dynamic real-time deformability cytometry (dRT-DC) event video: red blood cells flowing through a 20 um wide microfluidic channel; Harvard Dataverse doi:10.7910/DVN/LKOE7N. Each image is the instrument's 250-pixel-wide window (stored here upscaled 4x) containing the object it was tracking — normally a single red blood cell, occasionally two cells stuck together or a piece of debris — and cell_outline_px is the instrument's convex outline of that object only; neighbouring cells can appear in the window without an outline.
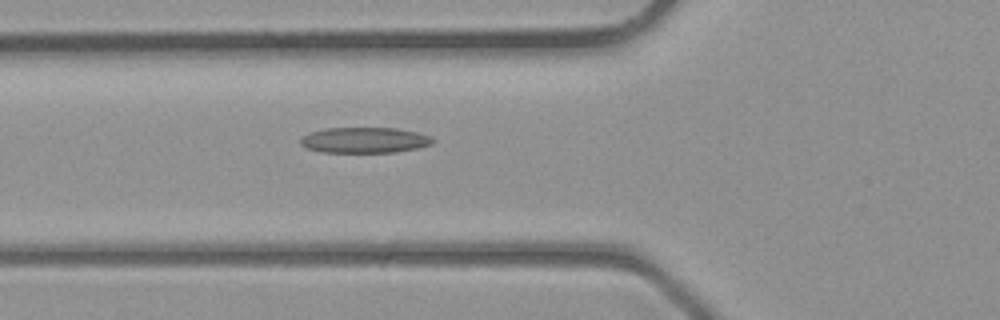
{"species": "common noctule bat (a hibernating species)", "species_latin": "Nyctalus noctula", "temperature_condition": "room temperature", "stored_images_in_passage": 29, "camera_frame_rate_fps": 3000, "um_per_image_px": 0.085, "animal": {"sex": "male", "body_mass_g": 23.1, "forearm_length_mm": 52.7}, "frame": {"image": 1, "passage_image": 4, "time_ms": 1.0, "image_size_px": [1000, 320], "cell_outline_px": [[436, 140], [432, 144], [416, 148], [396, 152], [320, 152], [308, 148], [300, 144], [300, 136], [308, 132], [324, 128], [396, 128], [416, 132], [432, 136]], "centroid_in_image_um": [30.96, 11.9], "position_along_channel_um": 94.8, "area_um2": 19.94}}
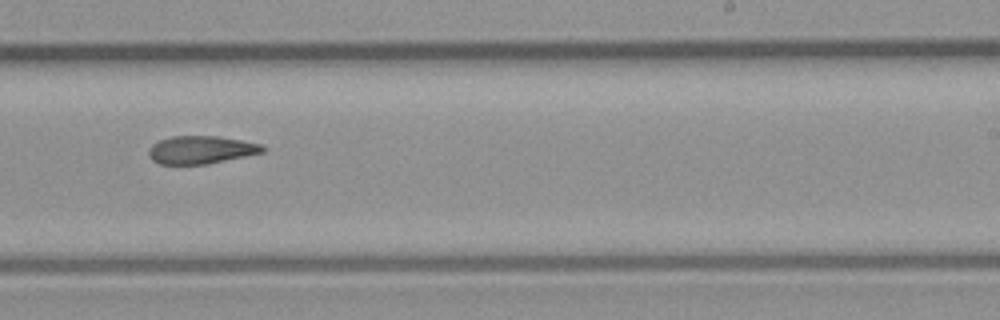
{"frame": {"image": 2, "passage_image": 14, "time_ms": 4.333, "image_size_px": [1000, 320], "cell_outline_px": [[264, 152], [208, 164], [160, 164], [152, 160], [148, 156], [148, 152], [152, 144], [160, 140], [172, 136], [216, 136], [240, 140], [260, 144], [264, 148]], "centroid_in_image_um": [17.05, 12.74], "position_along_channel_um": 272.0, "area_um2": 18.38}}
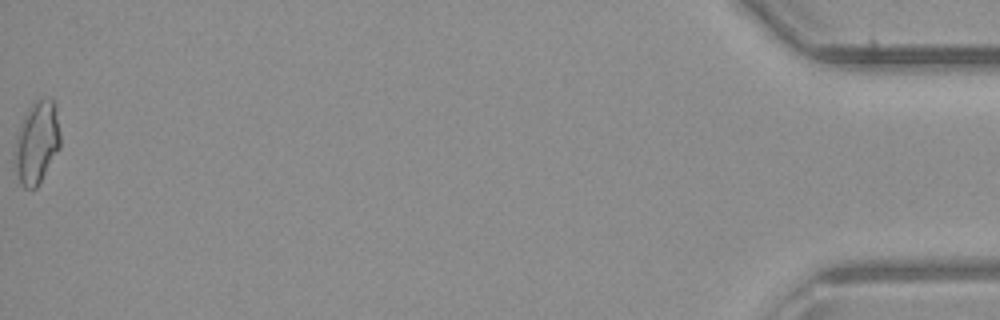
{"frame": {"image": 3, "passage_image": 29, "time_ms": 9.333, "image_size_px": [1000, 320], "cell_outline_px": [[60, 148], [36, 188], [24, 188], [20, 184], [12, 168], [12, 156], [16, 136], [28, 108], [32, 104], [40, 100], [52, 96], [56, 100], [60, 136]], "centroid_in_image_um": [3.1, 12.13], "position_along_channel_um": 432.1, "area_um2": 22.48}}